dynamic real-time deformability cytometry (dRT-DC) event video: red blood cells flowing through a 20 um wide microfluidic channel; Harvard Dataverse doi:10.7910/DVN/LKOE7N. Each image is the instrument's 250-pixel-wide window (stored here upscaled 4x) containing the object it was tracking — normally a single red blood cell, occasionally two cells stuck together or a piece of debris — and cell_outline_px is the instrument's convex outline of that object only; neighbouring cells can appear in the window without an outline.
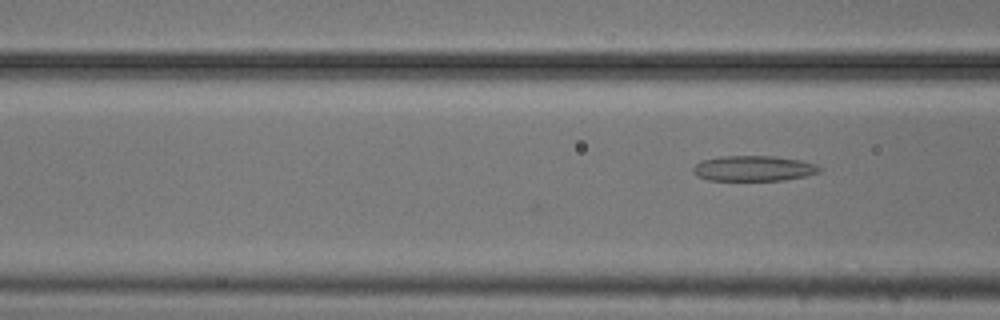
{"species": "common noctule bat (a hibernating species)", "species_latin": "Nyctalus noctula", "temperature_condition": "cold", "stored_images_in_passage": 4, "camera_frame_rate_fps": 3000, "um_per_image_px": 0.085, "animal": {"sex": "male", "body_mass_g": 20.5, "forearm_length_mm": 52.5}, "frame": {"image": 1, "passage_image": 4, "time_ms": 1.0, "image_size_px": [1000, 320], "cell_outline_px": [[820, 172], [804, 176], [784, 180], [708, 180], [696, 176], [692, 172], [692, 168], [700, 160], [720, 156], [776, 156], [800, 160], [816, 164], [820, 168]], "centroid_in_image_um": [64.01, 14.31], "position_along_channel_um": 102.6, "area_um2": 18.79}}